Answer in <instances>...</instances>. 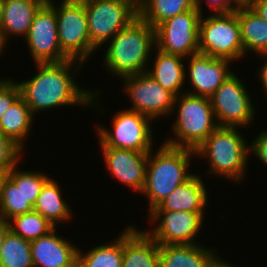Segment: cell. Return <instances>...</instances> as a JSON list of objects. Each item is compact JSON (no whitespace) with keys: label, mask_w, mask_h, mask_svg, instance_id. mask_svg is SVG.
I'll return each mask as SVG.
<instances>
[{"label":"cell","mask_w":267,"mask_h":267,"mask_svg":"<svg viewBox=\"0 0 267 267\" xmlns=\"http://www.w3.org/2000/svg\"><path fill=\"white\" fill-rule=\"evenodd\" d=\"M244 82L236 73L230 75L210 97L219 127H246L254 120L256 107Z\"/></svg>","instance_id":"cell-10"},{"label":"cell","mask_w":267,"mask_h":267,"mask_svg":"<svg viewBox=\"0 0 267 267\" xmlns=\"http://www.w3.org/2000/svg\"><path fill=\"white\" fill-rule=\"evenodd\" d=\"M2 18H3V0H0V28H1Z\"/></svg>","instance_id":"cell-42"},{"label":"cell","mask_w":267,"mask_h":267,"mask_svg":"<svg viewBox=\"0 0 267 267\" xmlns=\"http://www.w3.org/2000/svg\"><path fill=\"white\" fill-rule=\"evenodd\" d=\"M0 267H33L30 241L9 230L1 248Z\"/></svg>","instance_id":"cell-28"},{"label":"cell","mask_w":267,"mask_h":267,"mask_svg":"<svg viewBox=\"0 0 267 267\" xmlns=\"http://www.w3.org/2000/svg\"><path fill=\"white\" fill-rule=\"evenodd\" d=\"M256 137V138H255ZM250 141V153L265 166H267V130H262L259 135Z\"/></svg>","instance_id":"cell-34"},{"label":"cell","mask_w":267,"mask_h":267,"mask_svg":"<svg viewBox=\"0 0 267 267\" xmlns=\"http://www.w3.org/2000/svg\"><path fill=\"white\" fill-rule=\"evenodd\" d=\"M56 12L59 45L62 52L81 63L93 55L96 48L91 44L87 15L82 0H61L60 5L50 4Z\"/></svg>","instance_id":"cell-7"},{"label":"cell","mask_w":267,"mask_h":267,"mask_svg":"<svg viewBox=\"0 0 267 267\" xmlns=\"http://www.w3.org/2000/svg\"><path fill=\"white\" fill-rule=\"evenodd\" d=\"M42 4H51L53 1L52 0H38Z\"/></svg>","instance_id":"cell-44"},{"label":"cell","mask_w":267,"mask_h":267,"mask_svg":"<svg viewBox=\"0 0 267 267\" xmlns=\"http://www.w3.org/2000/svg\"><path fill=\"white\" fill-rule=\"evenodd\" d=\"M205 213L187 211L150 212L149 222L154 223V229L146 232L161 245L198 244L197 234L203 229ZM157 220V221H156Z\"/></svg>","instance_id":"cell-14"},{"label":"cell","mask_w":267,"mask_h":267,"mask_svg":"<svg viewBox=\"0 0 267 267\" xmlns=\"http://www.w3.org/2000/svg\"><path fill=\"white\" fill-rule=\"evenodd\" d=\"M124 93L131 100L130 110L137 111L153 121L172 115L175 96L165 90L147 72L123 77Z\"/></svg>","instance_id":"cell-12"},{"label":"cell","mask_w":267,"mask_h":267,"mask_svg":"<svg viewBox=\"0 0 267 267\" xmlns=\"http://www.w3.org/2000/svg\"><path fill=\"white\" fill-rule=\"evenodd\" d=\"M42 5L38 0H3L0 33L6 44L11 36H27L34 15Z\"/></svg>","instance_id":"cell-21"},{"label":"cell","mask_w":267,"mask_h":267,"mask_svg":"<svg viewBox=\"0 0 267 267\" xmlns=\"http://www.w3.org/2000/svg\"><path fill=\"white\" fill-rule=\"evenodd\" d=\"M107 170L115 179L129 186L132 191L142 192L149 153L101 146Z\"/></svg>","instance_id":"cell-16"},{"label":"cell","mask_w":267,"mask_h":267,"mask_svg":"<svg viewBox=\"0 0 267 267\" xmlns=\"http://www.w3.org/2000/svg\"><path fill=\"white\" fill-rule=\"evenodd\" d=\"M59 186L55 179L50 178L33 206V210L46 218L54 227L58 226L57 223L67 222L72 216V208L64 200Z\"/></svg>","instance_id":"cell-24"},{"label":"cell","mask_w":267,"mask_h":267,"mask_svg":"<svg viewBox=\"0 0 267 267\" xmlns=\"http://www.w3.org/2000/svg\"><path fill=\"white\" fill-rule=\"evenodd\" d=\"M123 230L111 243L93 247L88 252L78 250L77 267H121Z\"/></svg>","instance_id":"cell-27"},{"label":"cell","mask_w":267,"mask_h":267,"mask_svg":"<svg viewBox=\"0 0 267 267\" xmlns=\"http://www.w3.org/2000/svg\"><path fill=\"white\" fill-rule=\"evenodd\" d=\"M83 64L72 59L58 63H35L36 75L18 83L21 97L34 118L40 111L58 108V106L74 105L84 108L92 106L93 109L99 107L97 94L99 95L100 92L98 93L97 89H82L83 87L78 85L73 76Z\"/></svg>","instance_id":"cell-1"},{"label":"cell","mask_w":267,"mask_h":267,"mask_svg":"<svg viewBox=\"0 0 267 267\" xmlns=\"http://www.w3.org/2000/svg\"><path fill=\"white\" fill-rule=\"evenodd\" d=\"M33 114L20 96L1 117L0 131L22 150L33 125Z\"/></svg>","instance_id":"cell-25"},{"label":"cell","mask_w":267,"mask_h":267,"mask_svg":"<svg viewBox=\"0 0 267 267\" xmlns=\"http://www.w3.org/2000/svg\"><path fill=\"white\" fill-rule=\"evenodd\" d=\"M204 184L199 174H193L151 212L204 213L205 207L208 206V192Z\"/></svg>","instance_id":"cell-19"},{"label":"cell","mask_w":267,"mask_h":267,"mask_svg":"<svg viewBox=\"0 0 267 267\" xmlns=\"http://www.w3.org/2000/svg\"><path fill=\"white\" fill-rule=\"evenodd\" d=\"M9 224L8 222L4 221L3 219H0V254H1V248L3 245L4 238L6 236V233L9 231Z\"/></svg>","instance_id":"cell-38"},{"label":"cell","mask_w":267,"mask_h":267,"mask_svg":"<svg viewBox=\"0 0 267 267\" xmlns=\"http://www.w3.org/2000/svg\"><path fill=\"white\" fill-rule=\"evenodd\" d=\"M82 1L86 10L90 41L97 50L138 17V0Z\"/></svg>","instance_id":"cell-8"},{"label":"cell","mask_w":267,"mask_h":267,"mask_svg":"<svg viewBox=\"0 0 267 267\" xmlns=\"http://www.w3.org/2000/svg\"><path fill=\"white\" fill-rule=\"evenodd\" d=\"M7 44L5 43L3 37H2V34L0 33V56H1V53L3 54V50L6 48Z\"/></svg>","instance_id":"cell-41"},{"label":"cell","mask_w":267,"mask_h":267,"mask_svg":"<svg viewBox=\"0 0 267 267\" xmlns=\"http://www.w3.org/2000/svg\"><path fill=\"white\" fill-rule=\"evenodd\" d=\"M8 224L14 234L28 241L38 239L54 228L46 218L34 210L11 218Z\"/></svg>","instance_id":"cell-30"},{"label":"cell","mask_w":267,"mask_h":267,"mask_svg":"<svg viewBox=\"0 0 267 267\" xmlns=\"http://www.w3.org/2000/svg\"><path fill=\"white\" fill-rule=\"evenodd\" d=\"M210 267H239L238 265H233L232 263H229L227 261H223L221 257H218Z\"/></svg>","instance_id":"cell-39"},{"label":"cell","mask_w":267,"mask_h":267,"mask_svg":"<svg viewBox=\"0 0 267 267\" xmlns=\"http://www.w3.org/2000/svg\"><path fill=\"white\" fill-rule=\"evenodd\" d=\"M112 119V130L96 124L97 131L95 133L99 137V146L142 153H149L152 150L154 145L152 119L130 109L118 111Z\"/></svg>","instance_id":"cell-9"},{"label":"cell","mask_w":267,"mask_h":267,"mask_svg":"<svg viewBox=\"0 0 267 267\" xmlns=\"http://www.w3.org/2000/svg\"><path fill=\"white\" fill-rule=\"evenodd\" d=\"M121 267H160L159 244L146 231L128 226L123 231Z\"/></svg>","instance_id":"cell-18"},{"label":"cell","mask_w":267,"mask_h":267,"mask_svg":"<svg viewBox=\"0 0 267 267\" xmlns=\"http://www.w3.org/2000/svg\"><path fill=\"white\" fill-rule=\"evenodd\" d=\"M191 91L186 93L210 98L216 89L234 72L229 68L232 61L197 53L187 57ZM230 65V66H229Z\"/></svg>","instance_id":"cell-15"},{"label":"cell","mask_w":267,"mask_h":267,"mask_svg":"<svg viewBox=\"0 0 267 267\" xmlns=\"http://www.w3.org/2000/svg\"><path fill=\"white\" fill-rule=\"evenodd\" d=\"M237 7L249 6L253 0H231Z\"/></svg>","instance_id":"cell-40"},{"label":"cell","mask_w":267,"mask_h":267,"mask_svg":"<svg viewBox=\"0 0 267 267\" xmlns=\"http://www.w3.org/2000/svg\"><path fill=\"white\" fill-rule=\"evenodd\" d=\"M25 41L34 63H58L69 59L59 45L56 12L50 4H43L35 13Z\"/></svg>","instance_id":"cell-13"},{"label":"cell","mask_w":267,"mask_h":267,"mask_svg":"<svg viewBox=\"0 0 267 267\" xmlns=\"http://www.w3.org/2000/svg\"><path fill=\"white\" fill-rule=\"evenodd\" d=\"M249 7L258 14V16L267 21V0H253Z\"/></svg>","instance_id":"cell-36"},{"label":"cell","mask_w":267,"mask_h":267,"mask_svg":"<svg viewBox=\"0 0 267 267\" xmlns=\"http://www.w3.org/2000/svg\"><path fill=\"white\" fill-rule=\"evenodd\" d=\"M203 0H195L196 7L198 10L203 14V8L202 3ZM209 7L213 10L210 11L213 14L217 13H230L235 11L238 7L234 5V3L231 0H206Z\"/></svg>","instance_id":"cell-35"},{"label":"cell","mask_w":267,"mask_h":267,"mask_svg":"<svg viewBox=\"0 0 267 267\" xmlns=\"http://www.w3.org/2000/svg\"><path fill=\"white\" fill-rule=\"evenodd\" d=\"M195 7V0H138V16L155 28L164 20Z\"/></svg>","instance_id":"cell-26"},{"label":"cell","mask_w":267,"mask_h":267,"mask_svg":"<svg viewBox=\"0 0 267 267\" xmlns=\"http://www.w3.org/2000/svg\"><path fill=\"white\" fill-rule=\"evenodd\" d=\"M54 227L31 244L33 267H77L78 250L75 244L56 232Z\"/></svg>","instance_id":"cell-17"},{"label":"cell","mask_w":267,"mask_h":267,"mask_svg":"<svg viewBox=\"0 0 267 267\" xmlns=\"http://www.w3.org/2000/svg\"><path fill=\"white\" fill-rule=\"evenodd\" d=\"M202 13L197 7L168 18L157 25L155 48L187 58L199 53V22Z\"/></svg>","instance_id":"cell-11"},{"label":"cell","mask_w":267,"mask_h":267,"mask_svg":"<svg viewBox=\"0 0 267 267\" xmlns=\"http://www.w3.org/2000/svg\"><path fill=\"white\" fill-rule=\"evenodd\" d=\"M6 176V174H1L0 173V196H1V187H2V183H3V179Z\"/></svg>","instance_id":"cell-43"},{"label":"cell","mask_w":267,"mask_h":267,"mask_svg":"<svg viewBox=\"0 0 267 267\" xmlns=\"http://www.w3.org/2000/svg\"><path fill=\"white\" fill-rule=\"evenodd\" d=\"M215 247L198 244H159L160 267H210L218 258Z\"/></svg>","instance_id":"cell-20"},{"label":"cell","mask_w":267,"mask_h":267,"mask_svg":"<svg viewBox=\"0 0 267 267\" xmlns=\"http://www.w3.org/2000/svg\"><path fill=\"white\" fill-rule=\"evenodd\" d=\"M193 156L196 157L194 150L164 142L157 151L152 149L149 152L145 184L141 192L148 198L149 213L194 174L188 170Z\"/></svg>","instance_id":"cell-3"},{"label":"cell","mask_w":267,"mask_h":267,"mask_svg":"<svg viewBox=\"0 0 267 267\" xmlns=\"http://www.w3.org/2000/svg\"><path fill=\"white\" fill-rule=\"evenodd\" d=\"M260 57L264 58L263 60L265 61L264 64L257 70H259V72L257 73L259 75V80L262 83V87L265 90L266 94H267V53H263L260 54Z\"/></svg>","instance_id":"cell-37"},{"label":"cell","mask_w":267,"mask_h":267,"mask_svg":"<svg viewBox=\"0 0 267 267\" xmlns=\"http://www.w3.org/2000/svg\"><path fill=\"white\" fill-rule=\"evenodd\" d=\"M238 127H217L197 148L196 157L207 158L208 174L240 182L245 174L250 155V143ZM247 142V143H246Z\"/></svg>","instance_id":"cell-4"},{"label":"cell","mask_w":267,"mask_h":267,"mask_svg":"<svg viewBox=\"0 0 267 267\" xmlns=\"http://www.w3.org/2000/svg\"><path fill=\"white\" fill-rule=\"evenodd\" d=\"M24 151L0 131V173L7 174L18 164Z\"/></svg>","instance_id":"cell-32"},{"label":"cell","mask_w":267,"mask_h":267,"mask_svg":"<svg viewBox=\"0 0 267 267\" xmlns=\"http://www.w3.org/2000/svg\"><path fill=\"white\" fill-rule=\"evenodd\" d=\"M21 96L18 81L0 79V120L4 112Z\"/></svg>","instance_id":"cell-33"},{"label":"cell","mask_w":267,"mask_h":267,"mask_svg":"<svg viewBox=\"0 0 267 267\" xmlns=\"http://www.w3.org/2000/svg\"><path fill=\"white\" fill-rule=\"evenodd\" d=\"M17 168L18 165L16 164L6 176L16 187H20L25 199L34 206L43 186L51 177L41 171H25Z\"/></svg>","instance_id":"cell-31"},{"label":"cell","mask_w":267,"mask_h":267,"mask_svg":"<svg viewBox=\"0 0 267 267\" xmlns=\"http://www.w3.org/2000/svg\"><path fill=\"white\" fill-rule=\"evenodd\" d=\"M156 58L153 67L147 68V73L155 79L165 90L171 92L175 97L183 94L185 84L186 67L182 56L169 54L155 49ZM185 67V68H184Z\"/></svg>","instance_id":"cell-22"},{"label":"cell","mask_w":267,"mask_h":267,"mask_svg":"<svg viewBox=\"0 0 267 267\" xmlns=\"http://www.w3.org/2000/svg\"><path fill=\"white\" fill-rule=\"evenodd\" d=\"M237 17L244 54L247 55L250 51L255 52L256 56L267 53V21L258 16L249 6L238 7Z\"/></svg>","instance_id":"cell-23"},{"label":"cell","mask_w":267,"mask_h":267,"mask_svg":"<svg viewBox=\"0 0 267 267\" xmlns=\"http://www.w3.org/2000/svg\"><path fill=\"white\" fill-rule=\"evenodd\" d=\"M177 118L172 124L174 138L164 143L174 147L196 151L205 139L218 127L210 98L183 93L175 97Z\"/></svg>","instance_id":"cell-5"},{"label":"cell","mask_w":267,"mask_h":267,"mask_svg":"<svg viewBox=\"0 0 267 267\" xmlns=\"http://www.w3.org/2000/svg\"><path fill=\"white\" fill-rule=\"evenodd\" d=\"M202 14L199 22V53L232 62L246 57L237 9L230 13Z\"/></svg>","instance_id":"cell-6"},{"label":"cell","mask_w":267,"mask_h":267,"mask_svg":"<svg viewBox=\"0 0 267 267\" xmlns=\"http://www.w3.org/2000/svg\"><path fill=\"white\" fill-rule=\"evenodd\" d=\"M109 41L102 63L110 75L123 78L147 71L155 49V30L147 22L138 16Z\"/></svg>","instance_id":"cell-2"},{"label":"cell","mask_w":267,"mask_h":267,"mask_svg":"<svg viewBox=\"0 0 267 267\" xmlns=\"http://www.w3.org/2000/svg\"><path fill=\"white\" fill-rule=\"evenodd\" d=\"M33 210V206L25 199L20 187L5 176L1 187L0 219L8 222L11 218Z\"/></svg>","instance_id":"cell-29"}]
</instances>
